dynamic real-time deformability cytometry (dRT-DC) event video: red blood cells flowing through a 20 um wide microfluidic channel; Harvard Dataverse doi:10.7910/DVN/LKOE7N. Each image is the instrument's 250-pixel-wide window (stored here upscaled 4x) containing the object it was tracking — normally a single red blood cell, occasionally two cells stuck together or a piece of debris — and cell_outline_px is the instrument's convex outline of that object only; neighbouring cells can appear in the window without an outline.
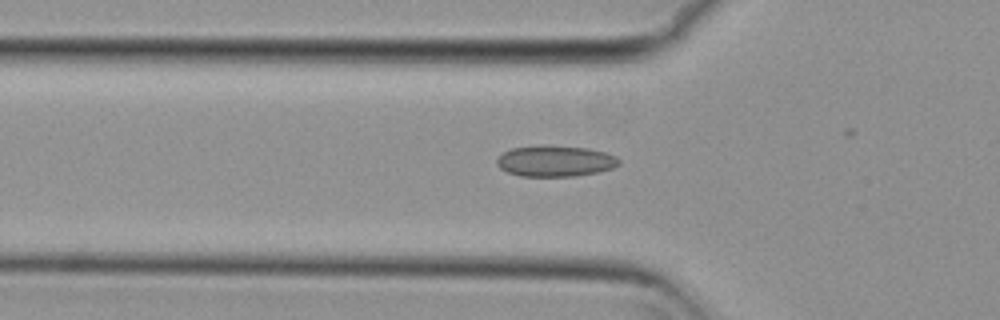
{"species": "common noctule bat (a hibernating species)", "species_latin": "Nyctalus noctula", "temperature_condition": "cold", "stored_images_in_passage": 23, "camera_frame_rate_fps": 3000, "um_per_image_px": 0.085, "animal": {"sex": "female", "body_mass_g": 29.2, "forearm_length_mm": 56.3}, "frame": {"image": 1, "passage_image": 19, "time_ms": 6.0, "image_size_px": [1000, 320], "cell_outline_px": [[620, 164], [612, 168], [600, 172], [576, 176], [520, 176], [508, 172], [500, 168], [496, 164], [496, 160], [504, 152], [512, 148], [544, 144], [548, 144], [588, 148], [604, 152], [616, 156], [620, 160]], "centroid_in_image_um": [47.21, 13.68], "position_along_channel_um": 78.6, "area_um2": 22.37}}
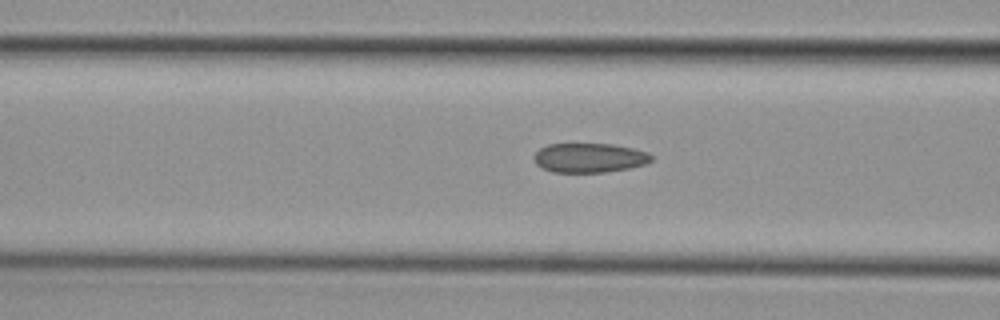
{"frame": {"image": 2, "passage_image": 22, "time_ms": 7.0, "image_size_px": [1000, 320], "cell_outline_px": [[652, 160], [644, 164], [628, 168], [604, 172], [552, 172], [536, 164], [532, 156], [540, 148], [548, 144], [612, 144], [632, 148], [648, 152], [652, 156]], "centroid_in_image_um": [50.07, 13.41], "position_along_channel_um": 116.5, "area_um2": 20.0}}